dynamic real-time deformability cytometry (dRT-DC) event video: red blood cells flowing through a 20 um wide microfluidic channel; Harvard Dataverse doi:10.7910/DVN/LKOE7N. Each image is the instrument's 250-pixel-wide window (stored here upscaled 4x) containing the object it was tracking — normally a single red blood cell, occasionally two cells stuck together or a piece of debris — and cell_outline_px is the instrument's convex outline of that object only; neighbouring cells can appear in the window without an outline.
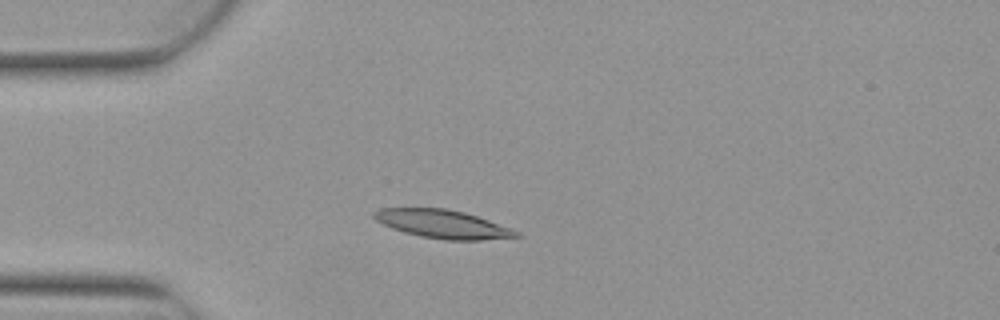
{"species": "Egyptian fruit bat (a non-hibernating species)", "species_latin": "Rousettus aegyptiacus", "temperature_condition": "warm", "stored_images_in_passage": 3, "camera_frame_rate_fps": 3000, "um_per_image_px": 0.085, "animal": {"sex": "female"}, "frame": {"image": 1, "passage_image": 3, "time_ms": 0.667, "image_size_px": [1000, 320], "cell_outline_px": [[520, 236], [480, 240], [444, 240], [420, 236], [404, 232], [392, 228], [376, 220], [372, 216], [372, 212], [380, 208], [448, 208], [464, 212], [512, 228], [520, 232]], "centroid_in_image_um": [37.61, 19.04], "position_along_channel_um": 47.4, "area_um2": 23.47}}